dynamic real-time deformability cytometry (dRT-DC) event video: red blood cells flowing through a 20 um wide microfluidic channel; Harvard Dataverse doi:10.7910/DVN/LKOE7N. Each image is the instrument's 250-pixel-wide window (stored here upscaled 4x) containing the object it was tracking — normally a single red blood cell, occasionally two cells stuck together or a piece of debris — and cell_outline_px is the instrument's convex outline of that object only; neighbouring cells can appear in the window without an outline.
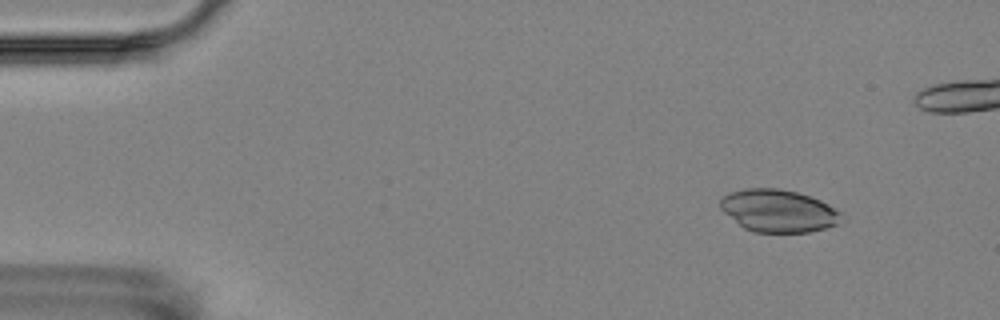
{"species": "Egyptian fruit bat (a non-hibernating species)", "species_latin": "Rousettus aegyptiacus", "temperature_condition": "room temperature", "stored_images_in_passage": 4, "camera_frame_rate_fps": 3000, "um_per_image_px": 0.085, "animal": {"sex": "female"}, "frame": {"image": 1, "passage_image": 1, "time_ms": 0.0, "image_size_px": [1000, 320], "cell_outline_px": [[844, 212], [836, 224], [824, 228], [808, 232], [752, 232], [744, 228], [724, 212], [720, 208], [720, 200], [724, 196], [732, 192], [744, 188], [780, 188], [796, 192], [820, 200]], "centroid_in_image_um": [66.16, 17.91], "position_along_channel_um": 18.8, "area_um2": 29.82}}